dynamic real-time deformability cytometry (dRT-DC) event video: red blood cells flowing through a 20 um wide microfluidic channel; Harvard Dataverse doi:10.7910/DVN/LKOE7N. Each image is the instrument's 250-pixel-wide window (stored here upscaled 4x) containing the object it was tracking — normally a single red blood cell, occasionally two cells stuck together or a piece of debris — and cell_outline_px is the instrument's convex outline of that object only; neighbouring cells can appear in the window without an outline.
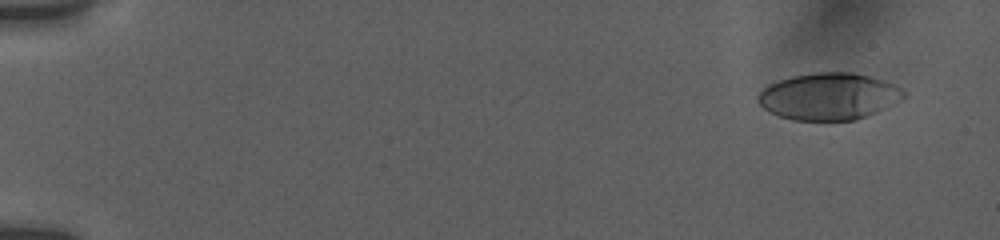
{"species": "human", "species_latin": "Homo sapiens", "temperature_condition": "room temperature", "stored_images_in_passage": 26, "camera_frame_rate_fps": 3000, "um_per_image_px": 0.085, "donor": {"sex": "female"}, "frame": {"image": 1, "passage_image": 2, "time_ms": 0.667, "image_size_px": [1000, 240], "cell_outline_px": [[908, 92], [900, 100], [876, 112], [856, 120], [792, 120], [768, 112], [756, 100], [756, 96], [768, 84], [792, 76], [816, 72], [852, 72], [884, 80], [904, 88]], "centroid_in_image_um": [70.45, 8.19], "position_along_channel_um": 14.6, "area_um2": 39.94}}
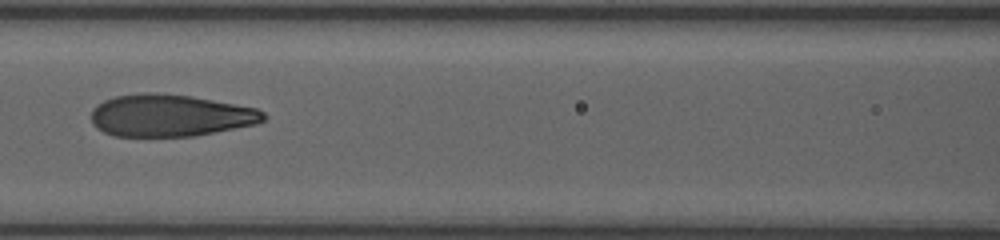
{"frame": {"image": 2, "passage_image": 15, "time_ms": 8.333, "image_size_px": [1000, 240], "cell_outline_px": [[268, 116], [264, 120], [256, 124], [192, 136], [116, 136], [104, 132], [96, 128], [92, 124], [92, 108], [96, 104], [104, 100], [116, 96], [140, 92], [156, 92], [192, 96], [256, 108], [264, 112]], "centroid_in_image_um": [14.44, 9.8], "position_along_channel_um": 152.2, "area_um2": 42.37}}
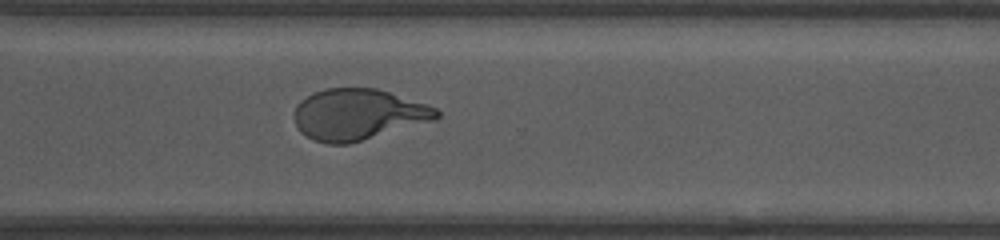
{"frame": {"image": 3, "passage_image": 26, "time_ms": 13.333, "image_size_px": [1000, 240], "cell_outline_px": [[440, 116], [436, 120], [348, 144], [328, 144], [312, 140], [300, 132], [296, 124], [296, 104], [300, 100], [312, 92], [324, 88], [376, 88], [428, 104], [436, 108], [440, 112]], "centroid_in_image_um": [30.44, 9.73], "position_along_channel_um": 340.2, "area_um2": 42.54}}